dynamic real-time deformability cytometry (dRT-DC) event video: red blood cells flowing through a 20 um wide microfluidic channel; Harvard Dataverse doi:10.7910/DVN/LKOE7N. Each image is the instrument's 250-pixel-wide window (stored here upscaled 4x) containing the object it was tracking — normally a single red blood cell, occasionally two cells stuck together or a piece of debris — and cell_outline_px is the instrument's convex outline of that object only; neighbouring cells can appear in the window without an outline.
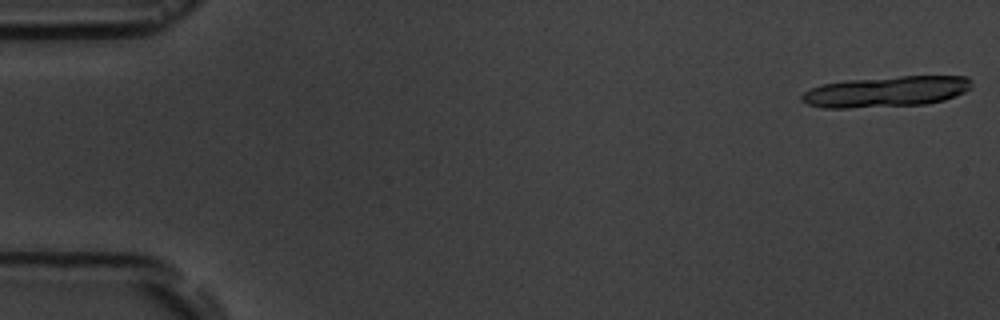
{"species": "common noctule bat (a hibernating species)", "species_latin": "Nyctalus noctula", "temperature_condition": "room temperature", "stored_images_in_passage": 9, "camera_frame_rate_fps": 3000, "um_per_image_px": 0.085, "animal": {"sex": "male", "body_mass_g": 19.5, "forearm_length_mm": 54.6}, "frame": {"image": 1, "passage_image": 1, "time_ms": 0.0, "image_size_px": [1000, 320], "cell_outline_px": [[972, 88], [956, 96], [944, 100], [924, 104], [848, 108], [824, 108], [808, 104], [800, 100], [800, 96], [804, 92], [820, 84], [844, 80], [900, 76], [968, 76], [972, 80]], "centroid_in_image_um": [75.33, 7.78], "position_along_channel_um": 9.7, "area_um2": 30.69}}
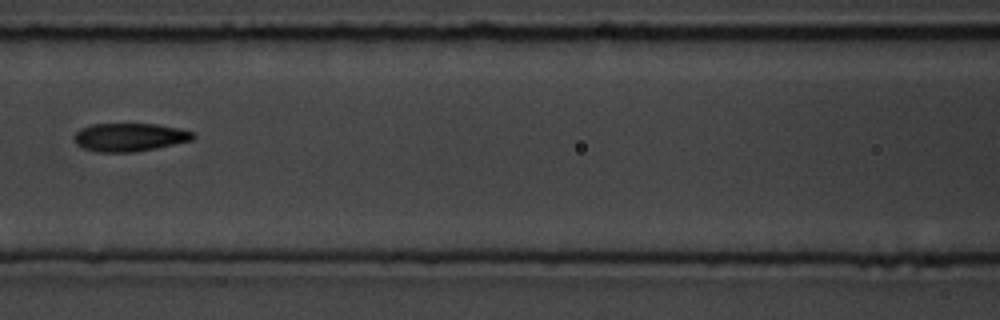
{"frame": {"image": 2, "passage_image": 8, "time_ms": 8.333, "image_size_px": [1000, 320], "cell_outline_px": [[196, 136], [192, 140], [156, 148], [132, 152], [96, 152], [84, 148], [76, 144], [76, 132], [80, 128], [92, 124], [156, 124], [176, 128], [192, 132]], "centroid_in_image_um": [11.0, 11.66], "position_along_channel_um": 155.6, "area_um2": 19.31}}
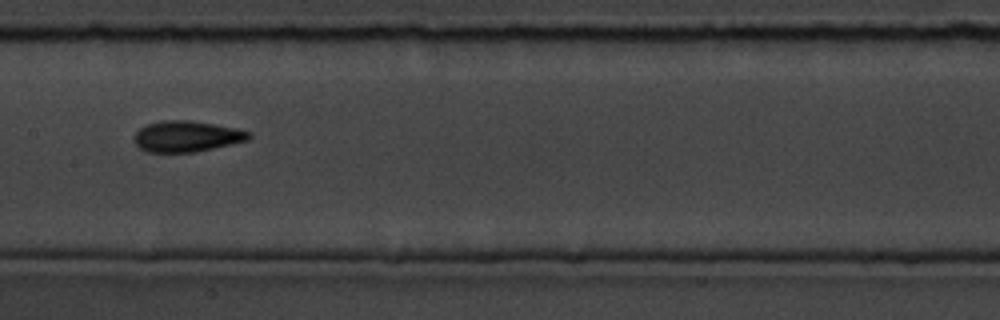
{"frame": {"image": 3, "passage_image": 9, "time_ms": 9.333, "image_size_px": [1000, 320], "cell_outline_px": [[252, 136], [248, 140], [196, 152], [148, 152], [140, 148], [132, 140], [132, 136], [144, 124], [160, 120], [188, 120], [236, 128], [248, 132]], "centroid_in_image_um": [15.8, 11.59], "position_along_channel_um": 191.6, "area_um2": 20.75}}